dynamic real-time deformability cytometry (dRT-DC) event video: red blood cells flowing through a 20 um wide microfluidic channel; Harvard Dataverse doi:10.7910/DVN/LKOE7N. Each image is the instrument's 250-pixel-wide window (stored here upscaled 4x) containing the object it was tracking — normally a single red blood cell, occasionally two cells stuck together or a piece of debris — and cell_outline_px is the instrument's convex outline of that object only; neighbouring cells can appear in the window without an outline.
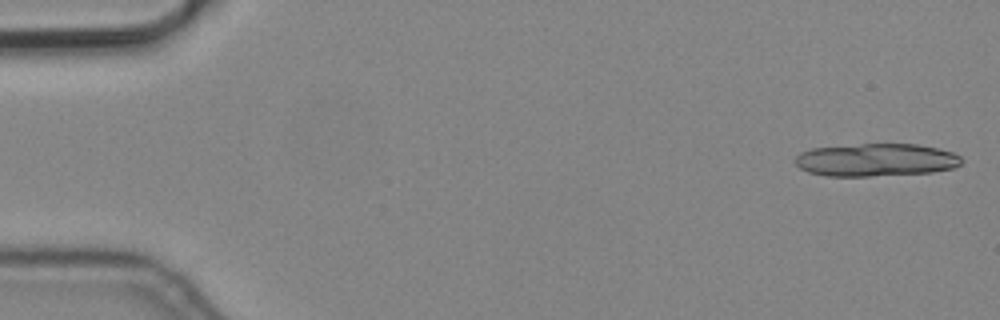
{"species": "common noctule bat (a hibernating species)", "species_latin": "Nyctalus noctula", "temperature_condition": "cold", "stored_images_in_passage": 5, "camera_frame_rate_fps": 3000, "um_per_image_px": 0.085, "animal": {"sex": "male", "body_mass_g": 19.2, "forearm_length_mm": 51.8}, "frame": {"image": 1, "passage_image": 1, "time_ms": 0.0, "image_size_px": [1000, 320], "cell_outline_px": [[964, 160], [960, 164], [952, 168], [932, 172], [868, 176], [828, 176], [808, 172], [800, 168], [796, 164], [796, 156], [800, 152], [812, 148], [860, 144], [916, 144], [940, 148], [952, 152], [960, 156]], "centroid_in_image_um": [74.47, 13.59], "position_along_channel_um": 10.5, "area_um2": 31.79}}